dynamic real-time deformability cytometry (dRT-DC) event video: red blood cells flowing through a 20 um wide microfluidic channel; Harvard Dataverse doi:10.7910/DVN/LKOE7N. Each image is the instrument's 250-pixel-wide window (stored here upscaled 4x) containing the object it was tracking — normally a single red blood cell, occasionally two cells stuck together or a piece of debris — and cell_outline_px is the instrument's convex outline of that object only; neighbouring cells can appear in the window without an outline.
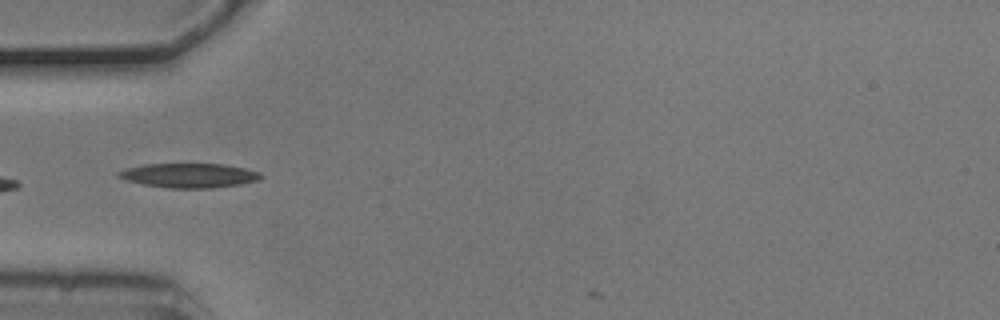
{"species": "common noctule bat (a hibernating species)", "species_latin": "Nyctalus noctula", "temperature_condition": "cold", "stored_images_in_passage": 7, "camera_frame_rate_fps": 3000, "um_per_image_px": 0.085, "animal": {"sex": "male", "body_mass_g": 20.5, "forearm_length_mm": 52.5}, "frame": {"image": 1, "passage_image": 5, "time_ms": 1.333, "image_size_px": [1000, 320], "cell_outline_px": [[264, 176], [260, 180], [240, 184], [212, 188], [168, 188], [144, 184], [128, 180], [116, 176], [116, 172], [128, 168], [144, 164], [224, 164], [244, 168], [260, 172]], "centroid_in_image_um": [16.11, 14.91], "position_along_channel_um": 68.9, "area_um2": 20.17}}
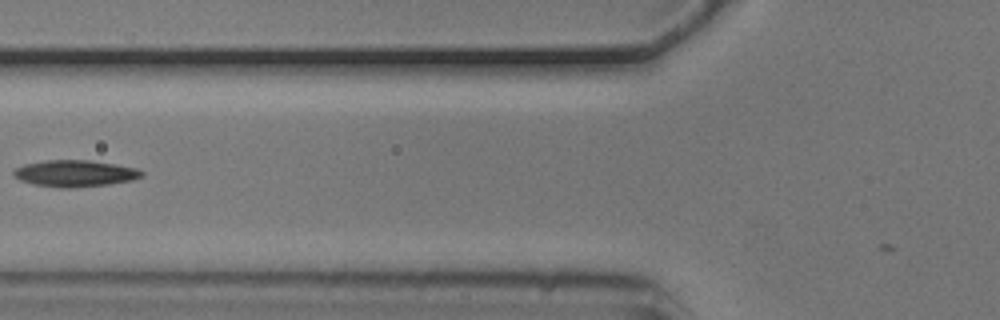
{"frame": {"image": 2, "passage_image": 6, "time_ms": 1.667, "image_size_px": [1000, 320], "cell_outline_px": [[144, 176], [132, 180], [108, 184], [68, 188], [60, 188], [32, 184], [20, 180], [12, 172], [16, 168], [24, 164], [48, 160], [88, 160], [116, 164], [136, 168], [144, 172]], "centroid_in_image_um": [6.39, 14.74], "position_along_channel_um": 119.4, "area_um2": 19.77}}
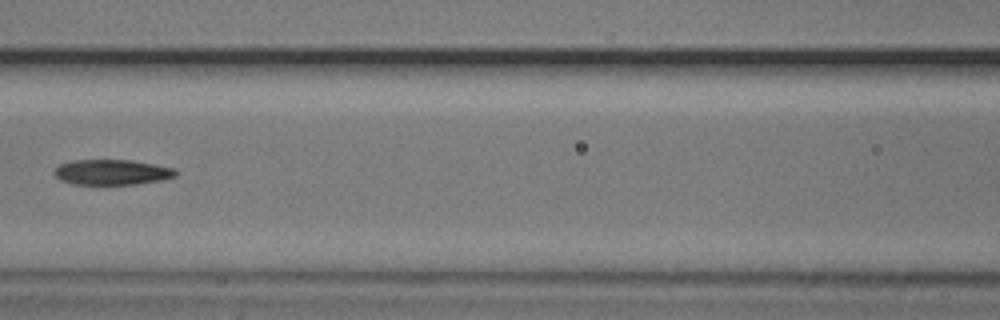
{"frame": {"image": 3, "passage_image": 7, "time_ms": 2.0, "image_size_px": [1000, 320], "cell_outline_px": [[180, 172], [176, 176], [164, 180], [136, 184], [72, 184], [60, 180], [52, 172], [60, 164], [72, 160], [132, 160], [176, 168]], "centroid_in_image_um": [9.56, 14.63], "position_along_channel_um": 157.0, "area_um2": 18.15}}